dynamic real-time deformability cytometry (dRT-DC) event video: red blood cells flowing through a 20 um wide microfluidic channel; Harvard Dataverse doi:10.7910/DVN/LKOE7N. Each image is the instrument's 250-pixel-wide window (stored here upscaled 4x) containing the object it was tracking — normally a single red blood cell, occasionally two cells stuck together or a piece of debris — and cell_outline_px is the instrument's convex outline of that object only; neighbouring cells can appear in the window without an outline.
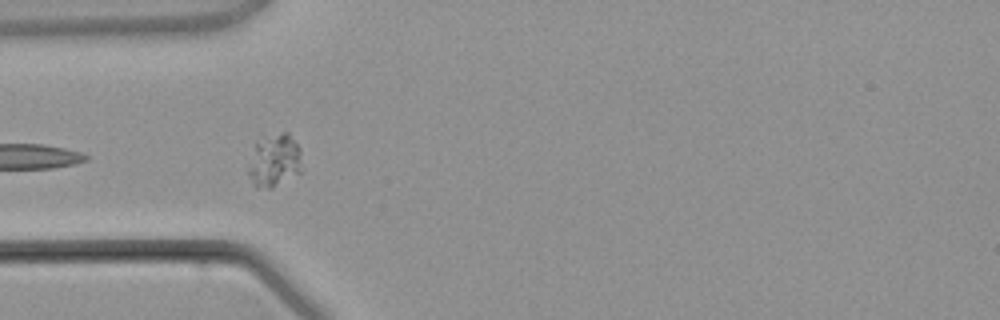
{"species": "common noctule bat (a hibernating species)", "species_latin": "Nyctalus noctula", "temperature_condition": "warm", "stored_images_in_passage": 4, "camera_frame_rate_fps": 3000, "um_per_image_px": 0.085, "animal": {"sex": "male", "body_mass_g": 21.5, "forearm_length_mm": 52.0}, "frame": {"image": 1, "passage_image": 4, "time_ms": 3.667, "image_size_px": [1000, 320], "cell_outline_px": [[304, 172], [272, 188], [268, 188], [252, 184], [248, 172], [248, 168], [256, 144], [284, 132], [288, 132], [300, 148]], "centroid_in_image_um": [23.42, 13.71], "position_along_channel_um": 61.6, "area_um2": 16.18}}